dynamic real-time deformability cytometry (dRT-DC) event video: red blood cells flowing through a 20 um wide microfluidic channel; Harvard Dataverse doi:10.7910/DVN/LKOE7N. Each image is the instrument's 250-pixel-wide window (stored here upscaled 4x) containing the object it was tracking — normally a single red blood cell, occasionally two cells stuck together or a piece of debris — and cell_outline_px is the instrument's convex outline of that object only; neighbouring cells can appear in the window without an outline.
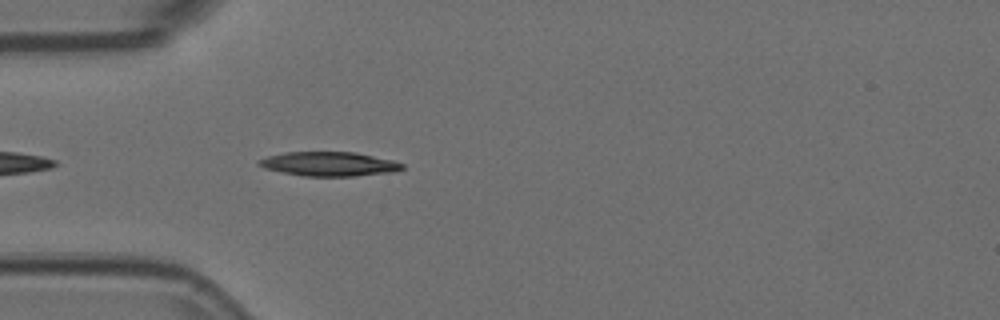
{"species": "Egyptian fruit bat (a non-hibernating species)", "species_latin": "Rousettus aegyptiacus", "temperature_condition": "room temperature", "stored_images_in_passage": 41, "camera_frame_rate_fps": 3000, "um_per_image_px": 0.085, "animal": {"sex": "female"}, "frame": {"image": 1, "passage_image": 3, "time_ms": 0.667, "image_size_px": [1000, 320], "cell_outline_px": [[404, 168], [396, 172], [356, 176], [304, 176], [264, 168], [256, 164], [256, 160], [268, 156], [284, 152], [356, 152], [392, 160], [404, 164]], "centroid_in_image_um": [27.98, 13.93], "position_along_channel_um": 57.0, "area_um2": 20.35}}
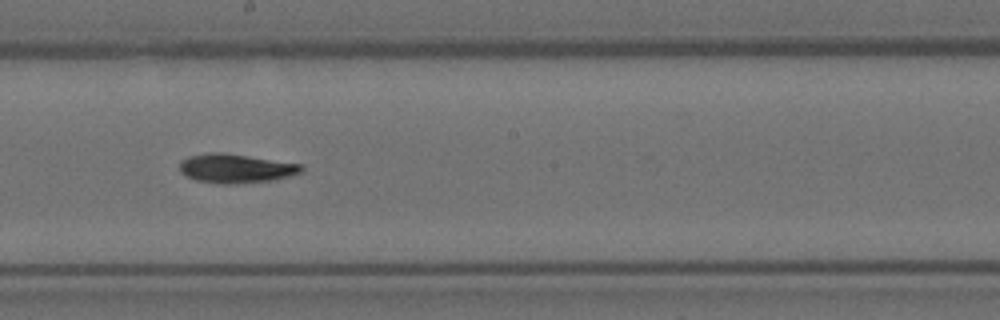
{"frame": {"image": 2, "passage_image": 17, "time_ms": 5.333, "image_size_px": [1000, 320], "cell_outline_px": [[304, 168], [300, 172], [276, 180], [236, 184], [220, 184], [196, 180], [184, 176], [180, 172], [180, 160], [188, 156], [208, 152], [224, 152], [300, 164]], "centroid_in_image_um": [19.99, 14.32], "position_along_channel_um": 228.2, "area_um2": 20.81}}
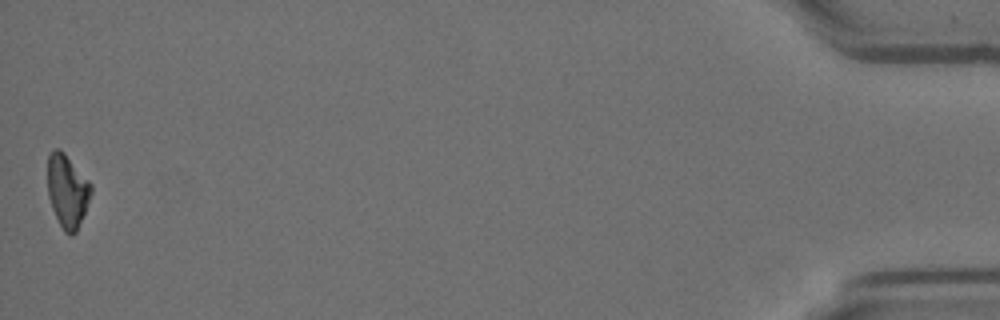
{"frame": {"image": 3, "passage_image": 41, "time_ms": 13.333, "image_size_px": [1000, 320], "cell_outline_px": [[92, 192], [76, 232], [72, 236], [68, 236], [64, 232], [52, 208], [48, 196], [48, 156], [56, 148], [60, 148], [64, 152], [92, 184]], "centroid_in_image_um": [5.72, 16.23], "position_along_channel_um": 429.5, "area_um2": 18.38}, "authors_computed_cell_mechanics": {"area_um2": 19.7676, "velocity_mm_per_s": 3.7426, "shape_relaxation_time_tau1_ms": 5.0691, "shape_relaxation_time_tau2_ms": 7.3319, "deformation_change_tau1": 0.1621, "deformation_change_tau2": 0.1383}}